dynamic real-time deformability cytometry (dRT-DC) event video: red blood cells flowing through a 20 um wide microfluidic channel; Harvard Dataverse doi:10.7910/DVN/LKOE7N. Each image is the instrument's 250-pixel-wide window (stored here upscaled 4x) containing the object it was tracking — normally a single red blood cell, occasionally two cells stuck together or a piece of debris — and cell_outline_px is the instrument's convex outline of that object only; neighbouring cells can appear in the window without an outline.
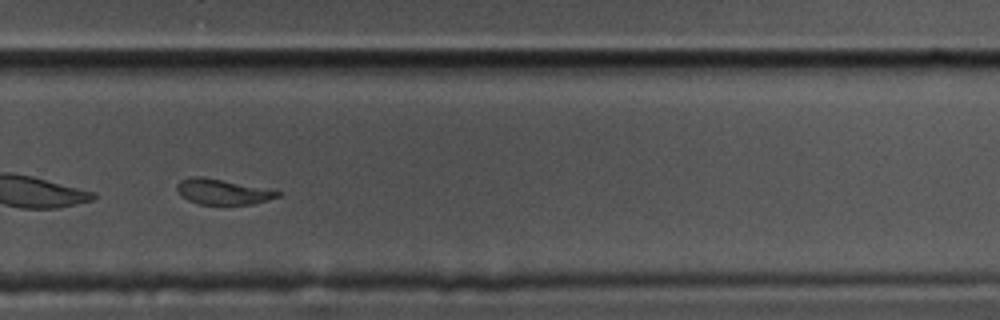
{"species": "common noctule bat (a hibernating species)", "species_latin": "Nyctalus noctula", "temperature_condition": "cold", "stored_images_in_passage": 41, "camera_frame_rate_fps": 3000, "um_per_image_px": 0.085, "animal": {"sex": "male", "body_mass_g": 17.5, "forearm_length_mm": 52.3}, "frame": {"image": 1, "passage_image": 23, "time_ms": 7.333, "image_size_px": [1000, 320], "cell_outline_px": [[280, 196], [268, 200], [252, 204], [224, 208], [200, 204], [188, 200], [180, 196], [176, 188], [176, 184], [180, 180], [192, 176], [200, 176], [280, 192]], "centroid_in_image_um": [18.84, 16.36], "position_along_channel_um": 311.0, "area_um2": 15.2}}
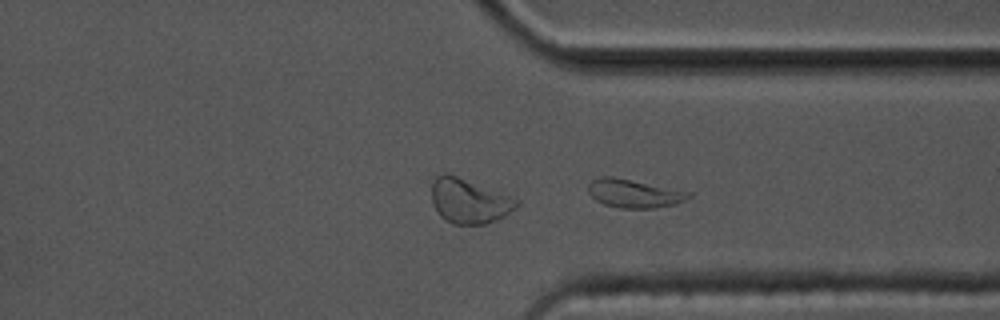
{"frame": {"image": 2, "passage_image": 27, "time_ms": 8.667, "image_size_px": [1000, 320], "cell_outline_px": [[692, 196], [676, 204], [652, 208], [620, 208], [604, 204], [596, 200], [588, 192], [588, 184], [592, 180], [600, 176], [612, 176], [692, 192]], "centroid_in_image_um": [53.89, 16.44], "position_along_channel_um": 357.5, "area_um2": 16.59}}
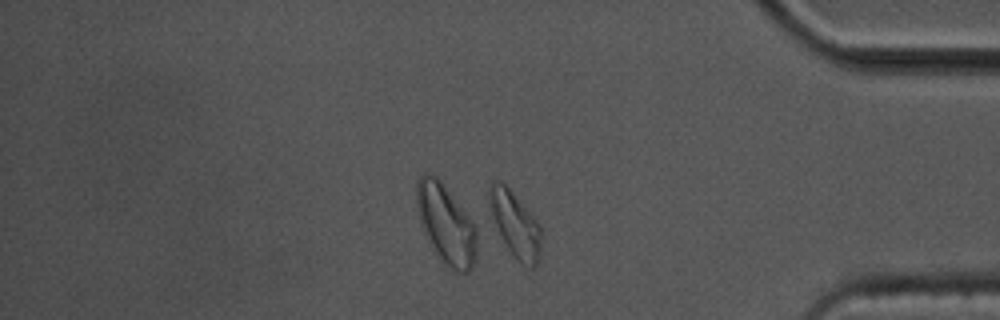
{"frame": {"image": 3, "passage_image": 32, "time_ms": 10.333, "image_size_px": [1000, 320], "cell_outline_px": [[540, 256], [536, 268], [528, 268], [520, 264], [516, 260], [492, 224], [488, 204], [488, 196], [492, 180], [500, 180], [512, 192], [540, 224]], "centroid_in_image_um": [43.75, 19.11], "position_along_channel_um": 391.4, "area_um2": 20.11}, "authors_computed_cell_mechanics": {"area_um2": 16.2996, "velocity_mm_per_s": 3.4698, "shape_relaxation_time_tau1_ms": 3.868, "shape_relaxation_time_tau2_ms": 2.5243, "deformation_change_tau1": 0.1881, "deformation_change_tau2": 0.0885}}